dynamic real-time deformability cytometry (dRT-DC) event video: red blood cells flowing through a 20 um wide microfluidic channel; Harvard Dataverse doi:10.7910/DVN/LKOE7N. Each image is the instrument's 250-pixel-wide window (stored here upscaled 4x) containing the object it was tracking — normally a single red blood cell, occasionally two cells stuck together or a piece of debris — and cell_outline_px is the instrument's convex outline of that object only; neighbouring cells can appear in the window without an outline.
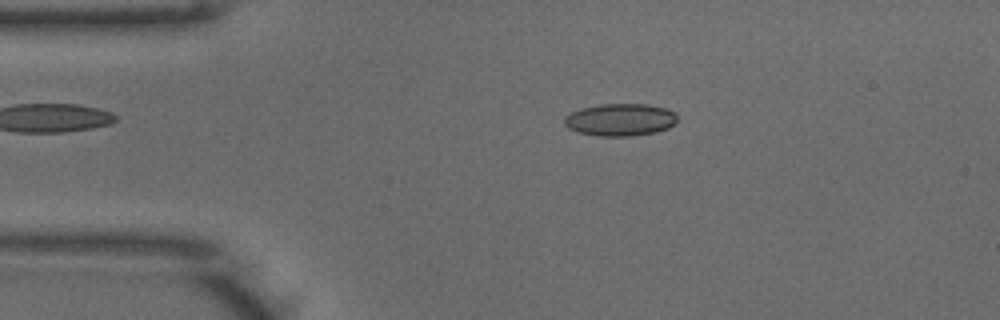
{"species": "common noctule bat (a hibernating species)", "species_latin": "Nyctalus noctula", "temperature_condition": "warm", "stored_images_in_passage": 50, "camera_frame_rate_fps": 3000, "um_per_image_px": 0.085, "animal": {"sex": "male", "body_mass_g": 18.8}, "frame": {"image": 1, "passage_image": 9, "time_ms": 2.667, "image_size_px": [1000, 320], "cell_outline_px": [[676, 124], [668, 128], [656, 132], [632, 136], [600, 136], [576, 132], [568, 128], [564, 124], [564, 116], [580, 108], [600, 104], [644, 104], [664, 108], [676, 112]], "centroid_in_image_um": [52.7, 10.18], "position_along_channel_um": 32.3, "area_um2": 21.44}}
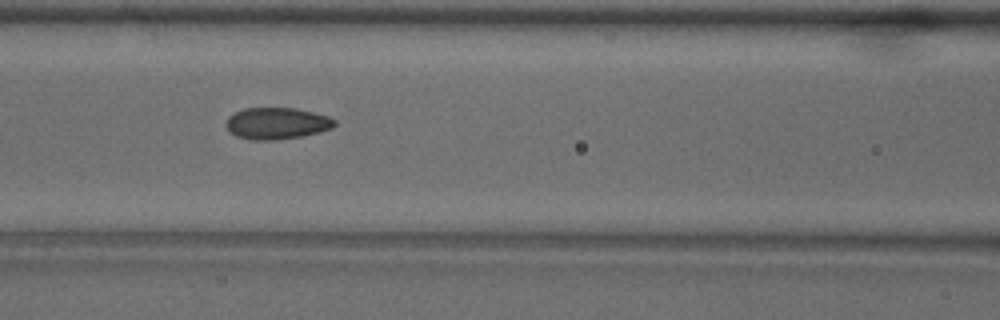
{"frame": {"image": 2, "passage_image": 20, "time_ms": 6.333, "image_size_px": [1000, 320], "cell_outline_px": [[336, 124], [332, 128], [300, 136], [272, 140], [252, 140], [236, 136], [228, 128], [228, 116], [244, 108], [296, 108], [328, 116], [336, 120]], "centroid_in_image_um": [23.54, 10.47], "position_along_channel_um": 143.1, "area_um2": 19.65}}
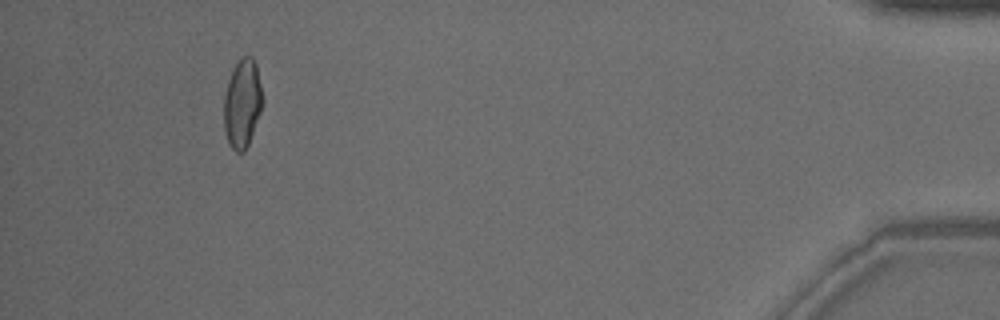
{"frame": {"image": 3, "passage_image": 46, "time_ms": 15.0, "image_size_px": [1000, 320], "cell_outline_px": [[264, 100], [260, 112], [248, 144], [244, 152], [236, 152], [228, 144], [224, 128], [224, 96], [228, 80], [232, 68], [240, 56], [252, 56], [256, 64]], "centroid_in_image_um": [20.59, 8.76], "position_along_channel_um": 414.6, "area_um2": 20.11}, "authors_computed_cell_mechanics": {"area_um2": 19.8832, "velocity_mm_per_s": 3.9611, "shape_relaxation_time_tau1_ms": 4.7427, "shape_relaxation_time_tau2_ms": 1.2675, "deformation_change_tau1": 0.1417, "deformation_change_tau2": 0.065}}